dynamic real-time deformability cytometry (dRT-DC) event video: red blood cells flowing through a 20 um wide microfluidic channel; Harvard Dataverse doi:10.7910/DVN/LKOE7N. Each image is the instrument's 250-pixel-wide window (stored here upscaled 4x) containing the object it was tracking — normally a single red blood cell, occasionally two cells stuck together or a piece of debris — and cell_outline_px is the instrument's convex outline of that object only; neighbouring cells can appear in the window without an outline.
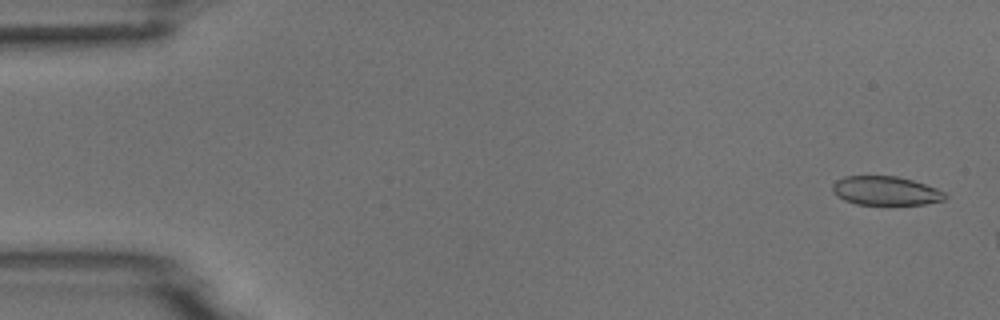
{"species": "common noctule bat (a hibernating species)", "species_latin": "Nyctalus noctula", "temperature_condition": "room temperature", "stored_images_in_passage": 4, "camera_frame_rate_fps": 3000, "um_per_image_px": 0.085, "animal": {"sex": "male", "body_mass_g": 18.8}, "frame": {"image": 1, "passage_image": 1, "time_ms": 0.0, "image_size_px": [1000, 320], "cell_outline_px": [[948, 196], [944, 200], [924, 204], [856, 204], [844, 200], [836, 196], [832, 192], [832, 184], [836, 180], [844, 176], [896, 176], [912, 180], [936, 188], [944, 192]], "centroid_in_image_um": [75.25, 16.21], "position_along_channel_um": 9.8, "area_um2": 18.96}}